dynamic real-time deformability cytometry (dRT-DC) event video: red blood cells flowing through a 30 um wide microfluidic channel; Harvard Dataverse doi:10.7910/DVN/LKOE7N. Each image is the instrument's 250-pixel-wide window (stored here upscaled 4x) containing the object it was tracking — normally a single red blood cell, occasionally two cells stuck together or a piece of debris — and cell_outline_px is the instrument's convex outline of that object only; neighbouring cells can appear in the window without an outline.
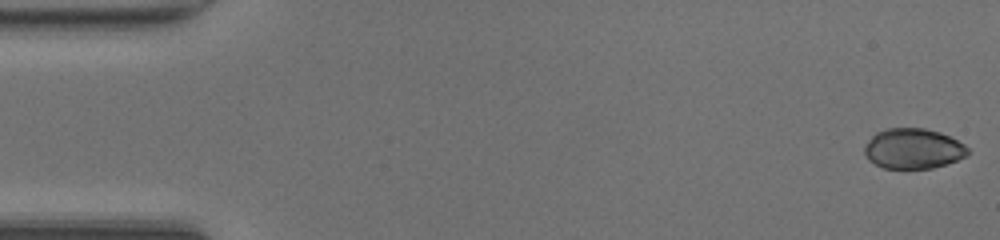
{"species": "common noctule bat (a hibernating species)", "species_latin": "Nyctalus noctula", "temperature_condition": "room temperature", "stored_images_in_passage": 48, "camera_frame_rate_fps": 3000, "um_per_image_px": 0.085, "animal": {"sex": "female", "body_mass_g": 20.0, "forearm_length_mm": 54.0}, "frame": {"image": 1, "passage_image": 1, "time_ms": 0.0, "image_size_px": [1000, 240], "cell_outline_px": [[968, 152], [964, 156], [956, 160], [932, 168], [884, 168], [868, 160], [864, 152], [864, 148], [868, 140], [876, 132], [884, 128], [924, 128], [940, 132], [964, 144], [968, 148]], "centroid_in_image_um": [77.58, 12.62], "position_along_channel_um": 7.4, "area_um2": 24.04}}
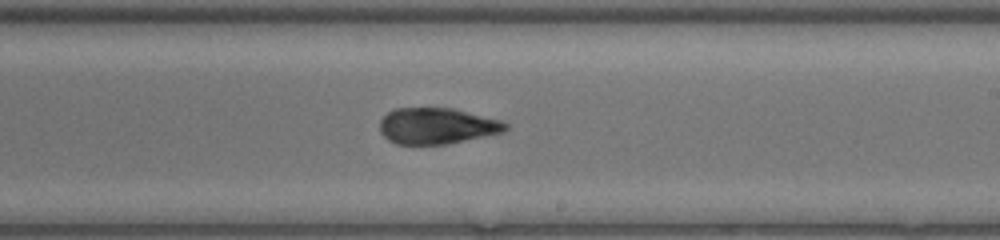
{"frame": {"image": 2, "passage_image": 28, "time_ms": 9.0, "image_size_px": [1000, 240], "cell_outline_px": [[508, 128], [504, 132], [448, 144], [396, 144], [388, 140], [380, 132], [380, 120], [392, 108], [452, 108], [500, 120], [508, 124]], "centroid_in_image_um": [37.12, 10.71], "position_along_channel_um": 251.9, "area_um2": 26.47}}
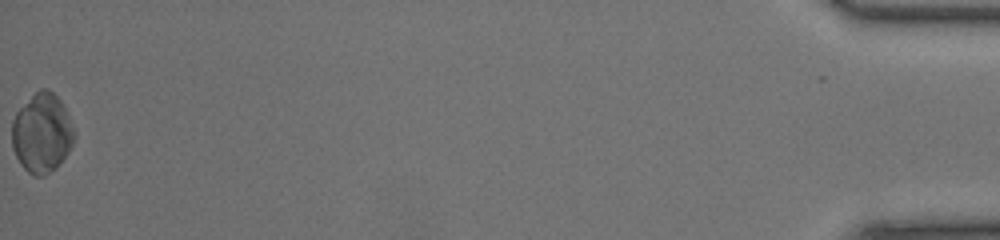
{"frame": {"image": 3, "passage_image": 48, "time_ms": 15.667, "image_size_px": [1000, 240], "cell_outline_px": [[76, 136], [68, 152], [56, 168], [44, 176], [36, 176], [28, 172], [20, 164], [12, 148], [12, 120], [16, 112], [40, 88], [48, 88], [60, 100], [68, 116]], "centroid_in_image_um": [3.55, 11.33], "position_along_channel_um": 431.6, "area_um2": 28.61}, "authors_computed_cell_mechanics": {"area_um2": 26.9348, "velocity_mm_per_s": 4.3174, "shape_relaxation_time_tau1_ms": null, "shape_relaxation_time_tau2_ms": 1.0518, "deformation_change_tau1": null, "deformation_change_tau2": 0.0604}}